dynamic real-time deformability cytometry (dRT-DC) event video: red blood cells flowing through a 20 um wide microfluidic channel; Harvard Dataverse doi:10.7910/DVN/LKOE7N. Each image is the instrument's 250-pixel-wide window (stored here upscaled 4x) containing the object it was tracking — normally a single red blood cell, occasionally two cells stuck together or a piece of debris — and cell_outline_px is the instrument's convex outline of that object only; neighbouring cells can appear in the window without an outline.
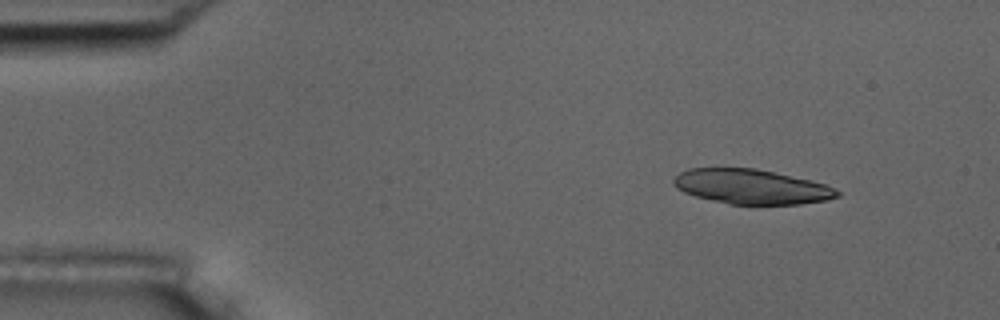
{"species": "common noctule bat (a hibernating species)", "species_latin": "Nyctalus noctula", "temperature_condition": "room temperature", "stored_images_in_passage": 49, "camera_frame_rate_fps": 3000, "um_per_image_px": 0.085, "animal": {"sex": "male", "body_mass_g": 17.5, "forearm_length_mm": 52.3}, "frame": {"image": 1, "passage_image": 1, "time_ms": 0.0, "image_size_px": [1000, 320], "cell_outline_px": [[840, 196], [828, 200], [800, 204], [732, 204], [712, 200], [696, 196], [684, 192], [676, 188], [672, 184], [672, 180], [680, 172], [688, 168], [756, 168], [812, 180], [824, 184], [840, 192]], "centroid_in_image_um": [63.86, 15.86], "position_along_channel_um": 21.1, "area_um2": 33.06}, "authors_computed_cell_mechanics": {"area_um2": 21.2126, "velocity_mm_per_s": 3.6252, "shape_relaxation_time_tau1_ms": 7.6835, "shape_relaxation_time_tau2_ms": 3.7878, "deformation_change_tau1": 0.2278, "deformation_change_tau2": 0.1283}}